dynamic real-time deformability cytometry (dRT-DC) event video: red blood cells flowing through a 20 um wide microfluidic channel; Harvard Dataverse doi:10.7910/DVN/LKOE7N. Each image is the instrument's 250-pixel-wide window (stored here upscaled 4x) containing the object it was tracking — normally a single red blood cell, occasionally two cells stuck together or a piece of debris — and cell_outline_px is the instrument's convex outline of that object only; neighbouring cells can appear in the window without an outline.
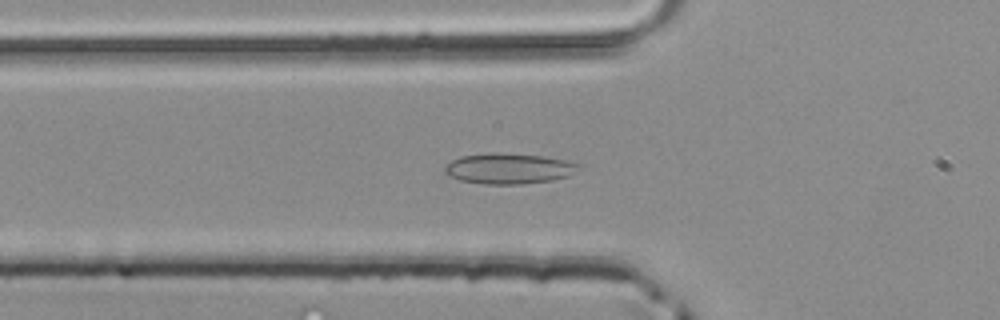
{"species": "common noctule bat (a hibernating species)", "species_latin": "Nyctalus noctula", "temperature_condition": "room temperature", "stored_images_in_passage": 46, "camera_frame_rate_fps": 3000, "um_per_image_px": 0.085, "animal": {"sex": "male", "body_mass_g": 20.4}, "frame": {"image": 1, "passage_image": 14, "time_ms": 4.333, "image_size_px": [1000, 320], "cell_outline_px": [[580, 168], [568, 176], [552, 180], [520, 184], [484, 184], [460, 180], [448, 176], [444, 172], [444, 168], [452, 160], [460, 156], [496, 152], [544, 156], [564, 160], [576, 164]], "centroid_in_image_um": [43.2, 14.32], "position_along_channel_um": 82.6, "area_um2": 23.7}}
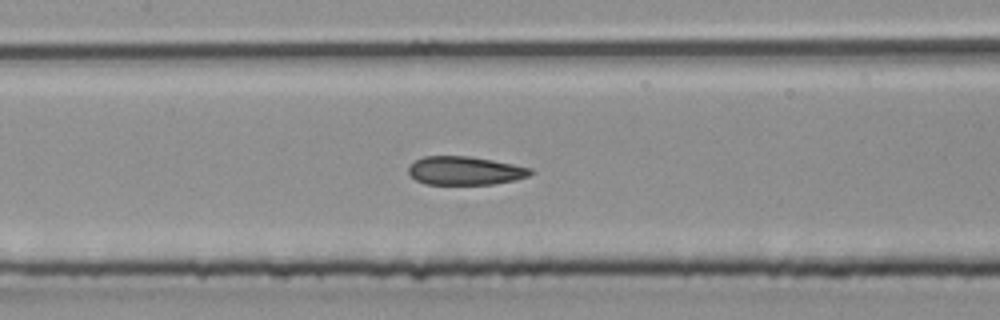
{"frame": {"image": 2, "passage_image": 20, "time_ms": 6.333, "image_size_px": [1000, 320], "cell_outline_px": [[536, 172], [528, 176], [516, 180], [492, 184], [424, 184], [416, 180], [408, 172], [408, 168], [416, 160], [424, 156], [468, 156], [492, 160], [532, 168]], "centroid_in_image_um": [39.55, 14.51], "position_along_channel_um": 167.8, "area_um2": 20.23}}
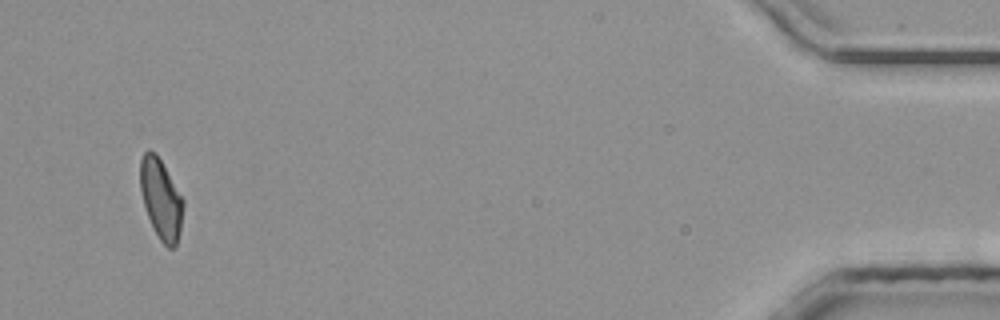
{"frame": {"image": 3, "passage_image": 44, "time_ms": 14.333, "image_size_px": [1000, 320], "cell_outline_px": [[184, 204], [180, 232], [176, 248], [168, 248], [160, 240], [148, 216], [144, 204], [140, 188], [140, 160], [144, 152], [148, 148], [156, 152], [184, 200]], "centroid_in_image_um": [13.69, 16.9], "position_along_channel_um": 421.5, "area_um2": 20.06}}